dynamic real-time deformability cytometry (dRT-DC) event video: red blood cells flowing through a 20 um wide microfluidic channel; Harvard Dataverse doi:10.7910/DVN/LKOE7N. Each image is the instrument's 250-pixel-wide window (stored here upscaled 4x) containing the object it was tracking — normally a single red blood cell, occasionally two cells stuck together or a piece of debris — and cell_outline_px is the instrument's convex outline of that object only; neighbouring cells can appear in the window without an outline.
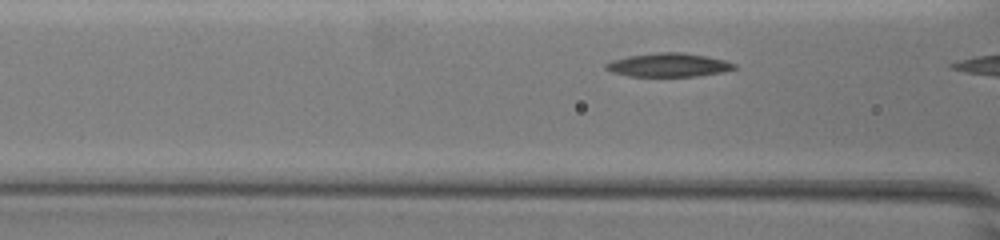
{"species": "common noctule bat (a hibernating species)", "species_latin": "Nyctalus noctula", "temperature_condition": "warm", "stored_images_in_passage": 6, "camera_frame_rate_fps": 3000, "um_per_image_px": 0.085, "animal": {"sex": "female", "body_mass_g": 19.5, "forearm_length_mm": 54.1}, "frame": {"image": 1, "passage_image": 5, "time_ms": 1.333, "image_size_px": [1000, 240], "cell_outline_px": [[736, 68], [720, 72], [696, 76], [628, 76], [612, 72], [604, 68], [604, 64], [612, 60], [628, 56], [656, 52], [684, 52], [724, 60], [736, 64]], "centroid_in_image_um": [56.77, 5.52], "position_along_channel_um": 109.8, "area_um2": 17.57}}